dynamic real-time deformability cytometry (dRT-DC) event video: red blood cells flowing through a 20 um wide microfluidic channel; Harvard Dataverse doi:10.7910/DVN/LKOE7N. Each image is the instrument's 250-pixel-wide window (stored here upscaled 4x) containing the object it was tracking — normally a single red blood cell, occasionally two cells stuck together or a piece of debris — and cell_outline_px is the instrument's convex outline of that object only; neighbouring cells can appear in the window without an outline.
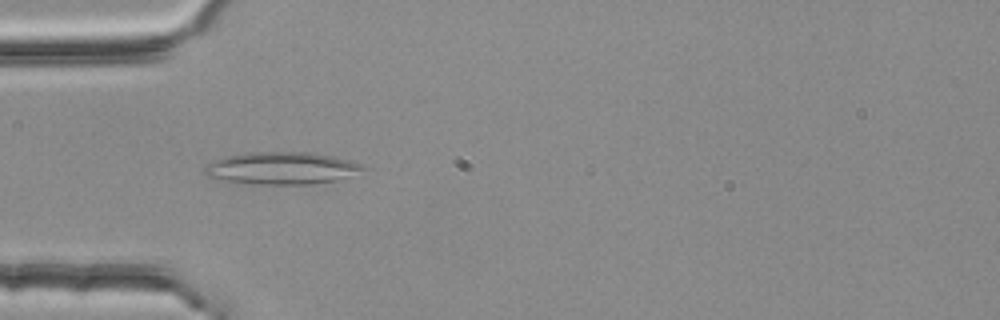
{"species": "common noctule bat (a hibernating species)", "species_latin": "Nyctalus noctula", "temperature_condition": "room temperature", "stored_images_in_passage": 38, "camera_frame_rate_fps": 3000, "um_per_image_px": 0.085, "animal": {"sex": "female", "body_mass_g": 25.1}, "frame": {"image": 1, "passage_image": 4, "time_ms": 1.0, "image_size_px": [1000, 320], "cell_outline_px": [[364, 168], [348, 176], [336, 180], [312, 184], [256, 184], [216, 180], [208, 176], [204, 172], [204, 168], [212, 160], [228, 156], [252, 152], [312, 152], [332, 156], [348, 160], [360, 164]], "centroid_in_image_um": [23.86, 14.3], "position_along_channel_um": 61.1, "area_um2": 29.54}}
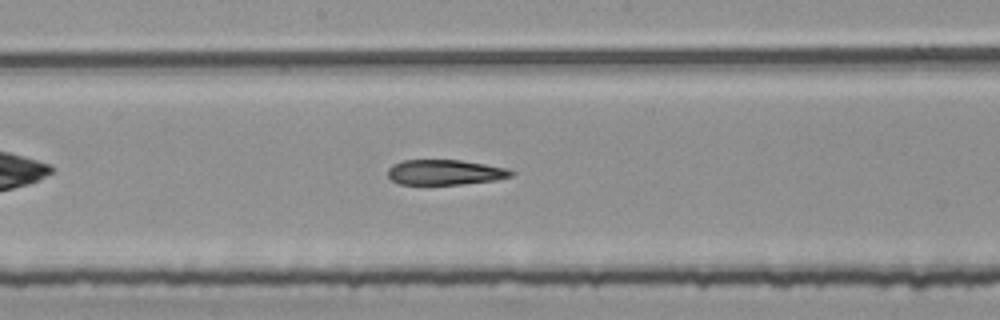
{"frame": {"image": 2, "passage_image": 16, "time_ms": 5.0, "image_size_px": [1000, 320], "cell_outline_px": [[516, 172], [512, 176], [496, 180], [460, 184], [400, 184], [392, 180], [388, 176], [388, 168], [404, 160], [460, 160], [484, 164], [504, 168]], "centroid_in_image_um": [37.83, 14.64], "position_along_channel_um": 210.4, "area_um2": 17.86}}
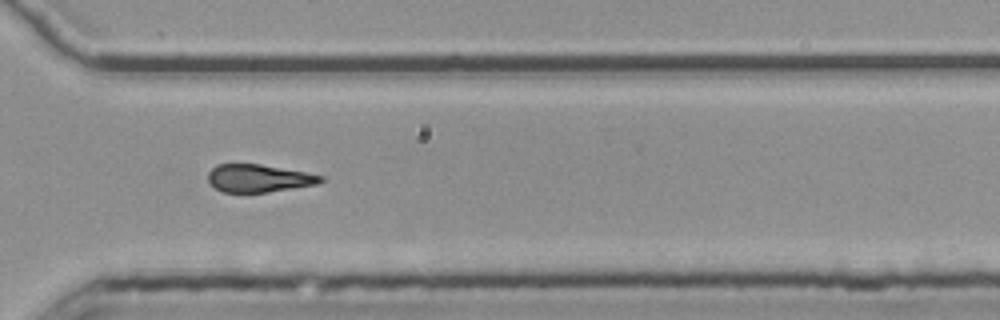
{"frame": {"image": 3, "passage_image": 27, "time_ms": 8.667, "image_size_px": [1000, 320], "cell_outline_px": [[324, 180], [320, 184], [268, 192], [224, 192], [216, 188], [208, 180], [208, 172], [216, 164], [260, 164], [304, 172], [324, 176]], "centroid_in_image_um": [22.01, 15.15], "position_along_channel_um": 348.6, "area_um2": 18.15}, "authors_computed_cell_mechanics": {"area_um2": 19.5075, "velocity_mm_per_s": 3.7779, "shape_relaxation_time_tau1_ms": 10.7932, "shape_relaxation_time_tau2_ms": 7.6693, "deformation_change_tau1": 0.2187, "deformation_change_tau2": 0.2154}}